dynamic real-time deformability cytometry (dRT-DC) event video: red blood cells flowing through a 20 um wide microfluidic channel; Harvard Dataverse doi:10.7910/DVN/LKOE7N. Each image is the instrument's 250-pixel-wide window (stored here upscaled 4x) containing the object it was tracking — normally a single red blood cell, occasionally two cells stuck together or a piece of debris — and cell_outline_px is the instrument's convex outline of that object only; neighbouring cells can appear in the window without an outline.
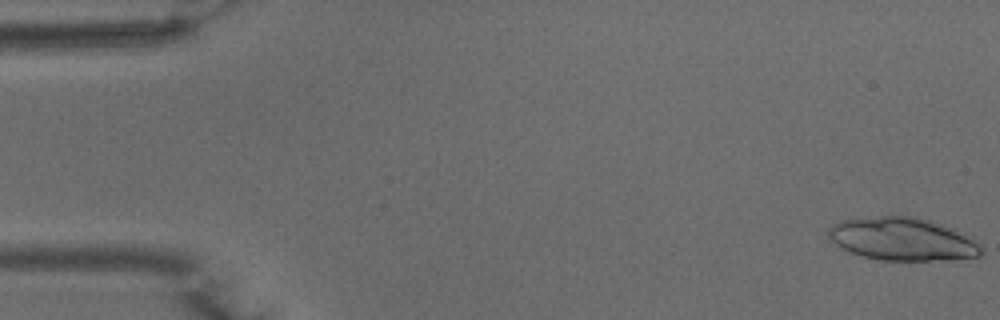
{"species": "common noctule bat (a hibernating species)", "species_latin": "Nyctalus noctula", "temperature_condition": "warm", "stored_images_in_passage": 23, "camera_frame_rate_fps": 3000, "um_per_image_px": 0.085, "animal": {"sex": "male", "body_mass_g": 15.6}, "frame": {"image": 1, "passage_image": 1, "time_ms": 0.0, "image_size_px": [1000, 320], "cell_outline_px": [[984, 252], [980, 256], [928, 260], [880, 260], [864, 256], [840, 248], [828, 236], [828, 232], [832, 224], [840, 220], [880, 216], [916, 216], [964, 232], [980, 244], [984, 248]], "centroid_in_image_um": [76.73, 20.31], "position_along_channel_um": 8.3, "area_um2": 38.03}}